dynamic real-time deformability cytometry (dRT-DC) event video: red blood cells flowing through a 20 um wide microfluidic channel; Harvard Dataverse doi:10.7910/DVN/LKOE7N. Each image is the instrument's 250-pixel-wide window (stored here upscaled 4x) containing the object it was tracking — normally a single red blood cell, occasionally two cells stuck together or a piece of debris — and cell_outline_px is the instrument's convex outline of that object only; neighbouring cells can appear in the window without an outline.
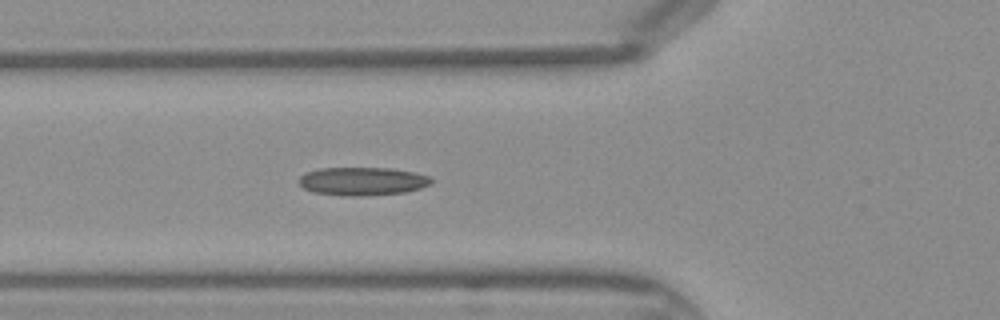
{"species": "Egyptian fruit bat (a non-hibernating species)", "species_latin": "Rousettus aegyptiacus", "temperature_condition": "warm", "stored_images_in_passage": 32, "camera_frame_rate_fps": 3000, "um_per_image_px": 0.085, "frame": {"image": 1, "passage_image": 5, "time_ms": 1.333, "image_size_px": [1000, 320], "cell_outline_px": [[432, 184], [420, 188], [404, 192], [364, 196], [344, 196], [312, 192], [304, 188], [300, 184], [300, 176], [308, 172], [320, 168], [392, 168], [416, 172], [428, 176], [432, 180]], "centroid_in_image_um": [30.83, 15.41], "position_along_channel_um": 95.0, "area_um2": 21.79}}
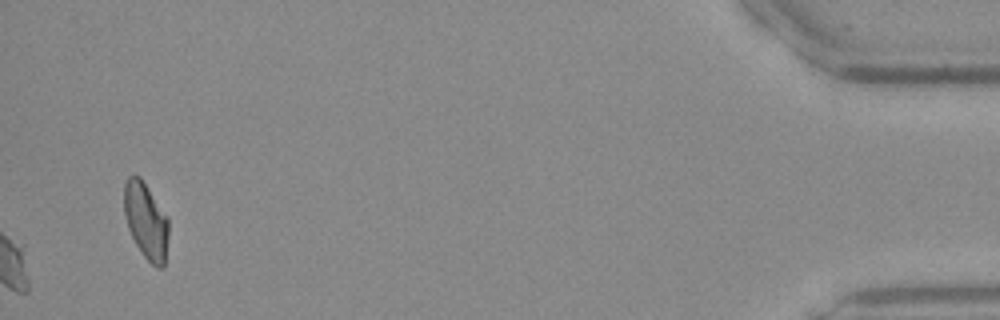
{"frame": {"image": 2, "passage_image": 32, "time_ms": 10.333, "image_size_px": [1000, 320], "cell_outline_px": [[168, 236], [164, 268], [156, 268], [144, 256], [136, 244], [128, 228], [124, 216], [124, 184], [128, 176], [140, 176], [168, 216]], "centroid_in_image_um": [12.41, 18.77], "position_along_channel_um": 422.8, "area_um2": 19.88}}